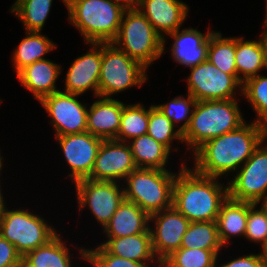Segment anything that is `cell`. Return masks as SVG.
I'll list each match as a JSON object with an SVG mask.
<instances>
[{
    "label": "cell",
    "instance_id": "1",
    "mask_svg": "<svg viewBox=\"0 0 267 267\" xmlns=\"http://www.w3.org/2000/svg\"><path fill=\"white\" fill-rule=\"evenodd\" d=\"M267 128L252 121L239 128L206 141L194 153L197 173L221 178L237 172L262 142L266 143Z\"/></svg>",
    "mask_w": 267,
    "mask_h": 267
},
{
    "label": "cell",
    "instance_id": "2",
    "mask_svg": "<svg viewBox=\"0 0 267 267\" xmlns=\"http://www.w3.org/2000/svg\"><path fill=\"white\" fill-rule=\"evenodd\" d=\"M184 164L176 175L172 206L190 222L216 221L228 198V186L219 183L220 178L201 175Z\"/></svg>",
    "mask_w": 267,
    "mask_h": 267
},
{
    "label": "cell",
    "instance_id": "3",
    "mask_svg": "<svg viewBox=\"0 0 267 267\" xmlns=\"http://www.w3.org/2000/svg\"><path fill=\"white\" fill-rule=\"evenodd\" d=\"M238 98L231 100L197 101L183 144L193 153L206 141L229 133L246 122Z\"/></svg>",
    "mask_w": 267,
    "mask_h": 267
},
{
    "label": "cell",
    "instance_id": "4",
    "mask_svg": "<svg viewBox=\"0 0 267 267\" xmlns=\"http://www.w3.org/2000/svg\"><path fill=\"white\" fill-rule=\"evenodd\" d=\"M68 20L83 36L85 43H110L119 32L127 9L112 0H66Z\"/></svg>",
    "mask_w": 267,
    "mask_h": 267
},
{
    "label": "cell",
    "instance_id": "5",
    "mask_svg": "<svg viewBox=\"0 0 267 267\" xmlns=\"http://www.w3.org/2000/svg\"><path fill=\"white\" fill-rule=\"evenodd\" d=\"M176 175L177 171L137 168L125 178L124 198L149 216L171 208Z\"/></svg>",
    "mask_w": 267,
    "mask_h": 267
},
{
    "label": "cell",
    "instance_id": "6",
    "mask_svg": "<svg viewBox=\"0 0 267 267\" xmlns=\"http://www.w3.org/2000/svg\"><path fill=\"white\" fill-rule=\"evenodd\" d=\"M112 43L147 69L164 53L163 38L137 7L125 10Z\"/></svg>",
    "mask_w": 267,
    "mask_h": 267
},
{
    "label": "cell",
    "instance_id": "7",
    "mask_svg": "<svg viewBox=\"0 0 267 267\" xmlns=\"http://www.w3.org/2000/svg\"><path fill=\"white\" fill-rule=\"evenodd\" d=\"M147 68L112 42L102 43V62L99 76V96L112 98L131 87L147 82Z\"/></svg>",
    "mask_w": 267,
    "mask_h": 267
},
{
    "label": "cell",
    "instance_id": "8",
    "mask_svg": "<svg viewBox=\"0 0 267 267\" xmlns=\"http://www.w3.org/2000/svg\"><path fill=\"white\" fill-rule=\"evenodd\" d=\"M57 232L44 218L25 208L8 210L6 207L0 221V235L13 244L22 257L47 244Z\"/></svg>",
    "mask_w": 267,
    "mask_h": 267
},
{
    "label": "cell",
    "instance_id": "9",
    "mask_svg": "<svg viewBox=\"0 0 267 267\" xmlns=\"http://www.w3.org/2000/svg\"><path fill=\"white\" fill-rule=\"evenodd\" d=\"M190 70L187 94L197 101L231 100L236 98L239 92V96H242L243 83L238 76L222 72L209 60L190 67Z\"/></svg>",
    "mask_w": 267,
    "mask_h": 267
},
{
    "label": "cell",
    "instance_id": "10",
    "mask_svg": "<svg viewBox=\"0 0 267 267\" xmlns=\"http://www.w3.org/2000/svg\"><path fill=\"white\" fill-rule=\"evenodd\" d=\"M264 144L227 181L229 198L253 204L267 199V144Z\"/></svg>",
    "mask_w": 267,
    "mask_h": 267
},
{
    "label": "cell",
    "instance_id": "11",
    "mask_svg": "<svg viewBox=\"0 0 267 267\" xmlns=\"http://www.w3.org/2000/svg\"><path fill=\"white\" fill-rule=\"evenodd\" d=\"M75 184L79 209L89 207L94 218L104 229L124 198L123 184L112 181H96L89 178Z\"/></svg>",
    "mask_w": 267,
    "mask_h": 267
},
{
    "label": "cell",
    "instance_id": "12",
    "mask_svg": "<svg viewBox=\"0 0 267 267\" xmlns=\"http://www.w3.org/2000/svg\"><path fill=\"white\" fill-rule=\"evenodd\" d=\"M78 96L60 90L39 101L51 119L55 136L87 132L88 108L77 99Z\"/></svg>",
    "mask_w": 267,
    "mask_h": 267
},
{
    "label": "cell",
    "instance_id": "13",
    "mask_svg": "<svg viewBox=\"0 0 267 267\" xmlns=\"http://www.w3.org/2000/svg\"><path fill=\"white\" fill-rule=\"evenodd\" d=\"M151 222L154 223V226H149L152 249L162 263L174 251L180 249L182 237L190 221L172 206L150 215L149 224H152Z\"/></svg>",
    "mask_w": 267,
    "mask_h": 267
},
{
    "label": "cell",
    "instance_id": "14",
    "mask_svg": "<svg viewBox=\"0 0 267 267\" xmlns=\"http://www.w3.org/2000/svg\"><path fill=\"white\" fill-rule=\"evenodd\" d=\"M55 138L71 170L67 177L69 176L73 183L89 178L103 139L89 132L55 136Z\"/></svg>",
    "mask_w": 267,
    "mask_h": 267
},
{
    "label": "cell",
    "instance_id": "15",
    "mask_svg": "<svg viewBox=\"0 0 267 267\" xmlns=\"http://www.w3.org/2000/svg\"><path fill=\"white\" fill-rule=\"evenodd\" d=\"M135 169L137 166L128 143L103 140L89 179L120 183Z\"/></svg>",
    "mask_w": 267,
    "mask_h": 267
},
{
    "label": "cell",
    "instance_id": "16",
    "mask_svg": "<svg viewBox=\"0 0 267 267\" xmlns=\"http://www.w3.org/2000/svg\"><path fill=\"white\" fill-rule=\"evenodd\" d=\"M90 46L86 54L76 58L65 75L63 92L83 95L92 90L99 96V76L102 62V43H86Z\"/></svg>",
    "mask_w": 267,
    "mask_h": 267
},
{
    "label": "cell",
    "instance_id": "17",
    "mask_svg": "<svg viewBox=\"0 0 267 267\" xmlns=\"http://www.w3.org/2000/svg\"><path fill=\"white\" fill-rule=\"evenodd\" d=\"M137 8L163 38V52L166 51L167 35L182 29L190 9L181 0H139Z\"/></svg>",
    "mask_w": 267,
    "mask_h": 267
},
{
    "label": "cell",
    "instance_id": "18",
    "mask_svg": "<svg viewBox=\"0 0 267 267\" xmlns=\"http://www.w3.org/2000/svg\"><path fill=\"white\" fill-rule=\"evenodd\" d=\"M212 33L210 28L204 34L191 27L169 33L167 36L173 39L170 49L173 61L188 68L203 63L207 59L209 37Z\"/></svg>",
    "mask_w": 267,
    "mask_h": 267
},
{
    "label": "cell",
    "instance_id": "19",
    "mask_svg": "<svg viewBox=\"0 0 267 267\" xmlns=\"http://www.w3.org/2000/svg\"><path fill=\"white\" fill-rule=\"evenodd\" d=\"M87 111V132L103 140L115 139L125 103L114 98L96 97Z\"/></svg>",
    "mask_w": 267,
    "mask_h": 267
},
{
    "label": "cell",
    "instance_id": "20",
    "mask_svg": "<svg viewBox=\"0 0 267 267\" xmlns=\"http://www.w3.org/2000/svg\"><path fill=\"white\" fill-rule=\"evenodd\" d=\"M62 65L56 64L50 59L36 61L17 74L21 85L33 94L35 100L60 91L56 89V81L62 72Z\"/></svg>",
    "mask_w": 267,
    "mask_h": 267
},
{
    "label": "cell",
    "instance_id": "21",
    "mask_svg": "<svg viewBox=\"0 0 267 267\" xmlns=\"http://www.w3.org/2000/svg\"><path fill=\"white\" fill-rule=\"evenodd\" d=\"M150 216L132 201L124 199L104 227L106 238H119L140 233H150Z\"/></svg>",
    "mask_w": 267,
    "mask_h": 267
},
{
    "label": "cell",
    "instance_id": "22",
    "mask_svg": "<svg viewBox=\"0 0 267 267\" xmlns=\"http://www.w3.org/2000/svg\"><path fill=\"white\" fill-rule=\"evenodd\" d=\"M100 245L114 256L144 263L147 267H150L151 263L152 265L157 263V266L161 267V263L156 258L152 249L151 233L107 238V240Z\"/></svg>",
    "mask_w": 267,
    "mask_h": 267
},
{
    "label": "cell",
    "instance_id": "23",
    "mask_svg": "<svg viewBox=\"0 0 267 267\" xmlns=\"http://www.w3.org/2000/svg\"><path fill=\"white\" fill-rule=\"evenodd\" d=\"M248 217V202L227 198L217 216V229L223 246H229L231 237H244ZM229 244V245H228Z\"/></svg>",
    "mask_w": 267,
    "mask_h": 267
},
{
    "label": "cell",
    "instance_id": "24",
    "mask_svg": "<svg viewBox=\"0 0 267 267\" xmlns=\"http://www.w3.org/2000/svg\"><path fill=\"white\" fill-rule=\"evenodd\" d=\"M235 64L238 79L244 83L247 79L257 76L262 70L267 71L264 47L260 37L258 40H244L236 37Z\"/></svg>",
    "mask_w": 267,
    "mask_h": 267
},
{
    "label": "cell",
    "instance_id": "25",
    "mask_svg": "<svg viewBox=\"0 0 267 267\" xmlns=\"http://www.w3.org/2000/svg\"><path fill=\"white\" fill-rule=\"evenodd\" d=\"M137 168L168 170L172 153L165 145L145 134L127 142Z\"/></svg>",
    "mask_w": 267,
    "mask_h": 267
},
{
    "label": "cell",
    "instance_id": "26",
    "mask_svg": "<svg viewBox=\"0 0 267 267\" xmlns=\"http://www.w3.org/2000/svg\"><path fill=\"white\" fill-rule=\"evenodd\" d=\"M71 251L61 235L22 257V267H72Z\"/></svg>",
    "mask_w": 267,
    "mask_h": 267
},
{
    "label": "cell",
    "instance_id": "27",
    "mask_svg": "<svg viewBox=\"0 0 267 267\" xmlns=\"http://www.w3.org/2000/svg\"><path fill=\"white\" fill-rule=\"evenodd\" d=\"M12 53L16 75L26 66L46 58L45 55L56 49L57 45L41 32H26Z\"/></svg>",
    "mask_w": 267,
    "mask_h": 267
},
{
    "label": "cell",
    "instance_id": "28",
    "mask_svg": "<svg viewBox=\"0 0 267 267\" xmlns=\"http://www.w3.org/2000/svg\"><path fill=\"white\" fill-rule=\"evenodd\" d=\"M53 0H16L9 10L22 22L26 32H41Z\"/></svg>",
    "mask_w": 267,
    "mask_h": 267
},
{
    "label": "cell",
    "instance_id": "29",
    "mask_svg": "<svg viewBox=\"0 0 267 267\" xmlns=\"http://www.w3.org/2000/svg\"><path fill=\"white\" fill-rule=\"evenodd\" d=\"M235 53L236 37H223L220 31H213L209 37L207 60L222 72L237 75Z\"/></svg>",
    "mask_w": 267,
    "mask_h": 267
},
{
    "label": "cell",
    "instance_id": "30",
    "mask_svg": "<svg viewBox=\"0 0 267 267\" xmlns=\"http://www.w3.org/2000/svg\"><path fill=\"white\" fill-rule=\"evenodd\" d=\"M180 248L222 250L224 246L219 238L217 222H190L187 231L182 237Z\"/></svg>",
    "mask_w": 267,
    "mask_h": 267
},
{
    "label": "cell",
    "instance_id": "31",
    "mask_svg": "<svg viewBox=\"0 0 267 267\" xmlns=\"http://www.w3.org/2000/svg\"><path fill=\"white\" fill-rule=\"evenodd\" d=\"M149 108L142 103L125 104L122 111L120 128L114 140L129 142L130 140L147 134Z\"/></svg>",
    "mask_w": 267,
    "mask_h": 267
},
{
    "label": "cell",
    "instance_id": "32",
    "mask_svg": "<svg viewBox=\"0 0 267 267\" xmlns=\"http://www.w3.org/2000/svg\"><path fill=\"white\" fill-rule=\"evenodd\" d=\"M220 250L180 248L162 263L161 267H216Z\"/></svg>",
    "mask_w": 267,
    "mask_h": 267
},
{
    "label": "cell",
    "instance_id": "33",
    "mask_svg": "<svg viewBox=\"0 0 267 267\" xmlns=\"http://www.w3.org/2000/svg\"><path fill=\"white\" fill-rule=\"evenodd\" d=\"M243 96L256 113L253 121L267 128V76L259 74L247 79L242 86Z\"/></svg>",
    "mask_w": 267,
    "mask_h": 267
},
{
    "label": "cell",
    "instance_id": "34",
    "mask_svg": "<svg viewBox=\"0 0 267 267\" xmlns=\"http://www.w3.org/2000/svg\"><path fill=\"white\" fill-rule=\"evenodd\" d=\"M147 134L157 142L165 145L170 151L173 147V141L177 140L183 144V133L176 129V126L170 121L163 112L156 106L149 107V121Z\"/></svg>",
    "mask_w": 267,
    "mask_h": 267
},
{
    "label": "cell",
    "instance_id": "35",
    "mask_svg": "<svg viewBox=\"0 0 267 267\" xmlns=\"http://www.w3.org/2000/svg\"><path fill=\"white\" fill-rule=\"evenodd\" d=\"M175 96L170 102L156 105L182 133L188 128L197 100L190 94ZM180 122H183L182 125ZM180 124V125H178ZM180 126V127H179Z\"/></svg>",
    "mask_w": 267,
    "mask_h": 267
},
{
    "label": "cell",
    "instance_id": "36",
    "mask_svg": "<svg viewBox=\"0 0 267 267\" xmlns=\"http://www.w3.org/2000/svg\"><path fill=\"white\" fill-rule=\"evenodd\" d=\"M79 248L81 260L88 261L94 267H147L144 263L114 256L101 245L95 249Z\"/></svg>",
    "mask_w": 267,
    "mask_h": 267
},
{
    "label": "cell",
    "instance_id": "37",
    "mask_svg": "<svg viewBox=\"0 0 267 267\" xmlns=\"http://www.w3.org/2000/svg\"><path fill=\"white\" fill-rule=\"evenodd\" d=\"M258 204L248 202V217L245 230V239L260 243L261 250L267 246V217L264 210L256 209Z\"/></svg>",
    "mask_w": 267,
    "mask_h": 267
},
{
    "label": "cell",
    "instance_id": "38",
    "mask_svg": "<svg viewBox=\"0 0 267 267\" xmlns=\"http://www.w3.org/2000/svg\"><path fill=\"white\" fill-rule=\"evenodd\" d=\"M0 267H22V256L0 235Z\"/></svg>",
    "mask_w": 267,
    "mask_h": 267
},
{
    "label": "cell",
    "instance_id": "39",
    "mask_svg": "<svg viewBox=\"0 0 267 267\" xmlns=\"http://www.w3.org/2000/svg\"><path fill=\"white\" fill-rule=\"evenodd\" d=\"M216 267H265L264 255L261 250L258 254H248L244 256H240L237 258H233V260L228 262H223Z\"/></svg>",
    "mask_w": 267,
    "mask_h": 267
},
{
    "label": "cell",
    "instance_id": "40",
    "mask_svg": "<svg viewBox=\"0 0 267 267\" xmlns=\"http://www.w3.org/2000/svg\"><path fill=\"white\" fill-rule=\"evenodd\" d=\"M263 32H261L260 34V39L262 41V44H263V47H264V54H265V62H266V65H267V20L264 19V22H263Z\"/></svg>",
    "mask_w": 267,
    "mask_h": 267
},
{
    "label": "cell",
    "instance_id": "41",
    "mask_svg": "<svg viewBox=\"0 0 267 267\" xmlns=\"http://www.w3.org/2000/svg\"><path fill=\"white\" fill-rule=\"evenodd\" d=\"M123 4L126 8H136L139 0H114Z\"/></svg>",
    "mask_w": 267,
    "mask_h": 267
},
{
    "label": "cell",
    "instance_id": "42",
    "mask_svg": "<svg viewBox=\"0 0 267 267\" xmlns=\"http://www.w3.org/2000/svg\"><path fill=\"white\" fill-rule=\"evenodd\" d=\"M3 193H2V189H1V183H0V221L1 218L3 216L4 210L6 208L7 205H5V200L3 199Z\"/></svg>",
    "mask_w": 267,
    "mask_h": 267
},
{
    "label": "cell",
    "instance_id": "43",
    "mask_svg": "<svg viewBox=\"0 0 267 267\" xmlns=\"http://www.w3.org/2000/svg\"><path fill=\"white\" fill-rule=\"evenodd\" d=\"M257 204H261L260 207L264 210L267 217V199L260 201Z\"/></svg>",
    "mask_w": 267,
    "mask_h": 267
},
{
    "label": "cell",
    "instance_id": "44",
    "mask_svg": "<svg viewBox=\"0 0 267 267\" xmlns=\"http://www.w3.org/2000/svg\"><path fill=\"white\" fill-rule=\"evenodd\" d=\"M264 255L265 267H267V246L262 250Z\"/></svg>",
    "mask_w": 267,
    "mask_h": 267
},
{
    "label": "cell",
    "instance_id": "45",
    "mask_svg": "<svg viewBox=\"0 0 267 267\" xmlns=\"http://www.w3.org/2000/svg\"><path fill=\"white\" fill-rule=\"evenodd\" d=\"M3 156H1V153H0V166H3L4 165V163H3Z\"/></svg>",
    "mask_w": 267,
    "mask_h": 267
},
{
    "label": "cell",
    "instance_id": "46",
    "mask_svg": "<svg viewBox=\"0 0 267 267\" xmlns=\"http://www.w3.org/2000/svg\"><path fill=\"white\" fill-rule=\"evenodd\" d=\"M265 13H266V14H265V17H264V18H265V20H267V0H266V8H265Z\"/></svg>",
    "mask_w": 267,
    "mask_h": 267
}]
</instances>
